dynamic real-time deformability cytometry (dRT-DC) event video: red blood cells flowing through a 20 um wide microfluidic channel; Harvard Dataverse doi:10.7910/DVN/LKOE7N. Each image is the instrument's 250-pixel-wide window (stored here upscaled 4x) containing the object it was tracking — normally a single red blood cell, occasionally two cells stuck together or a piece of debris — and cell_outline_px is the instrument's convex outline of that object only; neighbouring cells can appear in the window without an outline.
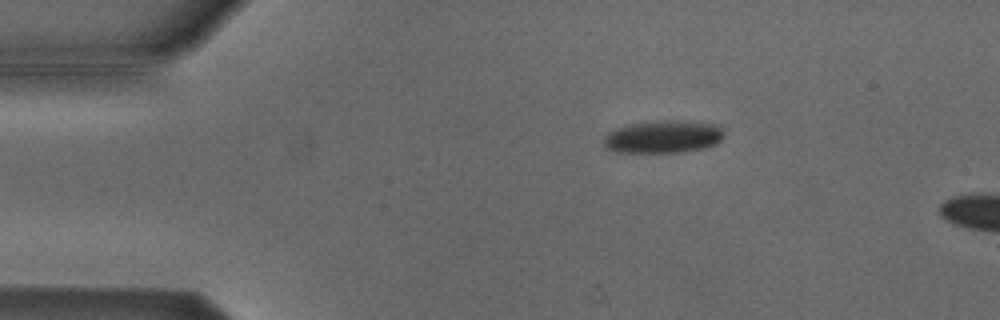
{"species": "Egyptian fruit bat (a non-hibernating species)", "species_latin": "Rousettus aegyptiacus", "temperature_condition": "cold", "stored_images_in_passage": 4, "camera_frame_rate_fps": 3000, "um_per_image_px": 0.085, "animal": {"sex": "male"}, "frame": {"image": 1, "passage_image": 2, "time_ms": 0.333, "image_size_px": [1000, 320], "cell_outline_px": [[724, 136], [716, 144], [704, 148], [684, 152], [616, 152], [604, 148], [604, 136], [608, 132], [616, 128], [628, 124], [664, 120], [676, 120], [716, 124], [724, 132]], "centroid_in_image_um": [56.35, 11.63], "position_along_channel_um": 28.6, "area_um2": 23.0}}